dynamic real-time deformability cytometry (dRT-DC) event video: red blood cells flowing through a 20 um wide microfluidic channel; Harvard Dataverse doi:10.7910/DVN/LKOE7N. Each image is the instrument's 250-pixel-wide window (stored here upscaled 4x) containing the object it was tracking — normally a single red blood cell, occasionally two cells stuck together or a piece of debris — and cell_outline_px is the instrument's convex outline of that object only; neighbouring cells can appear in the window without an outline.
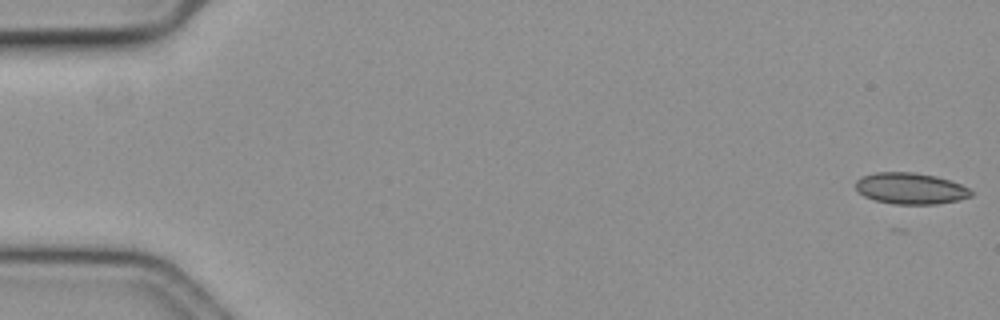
{"species": "common noctule bat (a hibernating species)", "species_latin": "Nyctalus noctula", "temperature_condition": "cold", "stored_images_in_passage": 12, "camera_frame_rate_fps": 3000, "um_per_image_px": 0.085, "animal": {"sex": "female", "body_mass_g": 19.3, "forearm_length_mm": 54.1}, "frame": {"image": 1, "passage_image": 1, "time_ms": 0.0, "image_size_px": [1000, 320], "cell_outline_px": [[972, 196], [956, 200], [936, 204], [892, 204], [876, 200], [864, 196], [856, 188], [856, 180], [864, 176], [876, 172], [912, 172], [932, 176], [948, 180], [960, 184], [968, 188], [972, 192]], "centroid_in_image_um": [77.37, 16.02], "position_along_channel_um": 7.6, "area_um2": 20.69}}